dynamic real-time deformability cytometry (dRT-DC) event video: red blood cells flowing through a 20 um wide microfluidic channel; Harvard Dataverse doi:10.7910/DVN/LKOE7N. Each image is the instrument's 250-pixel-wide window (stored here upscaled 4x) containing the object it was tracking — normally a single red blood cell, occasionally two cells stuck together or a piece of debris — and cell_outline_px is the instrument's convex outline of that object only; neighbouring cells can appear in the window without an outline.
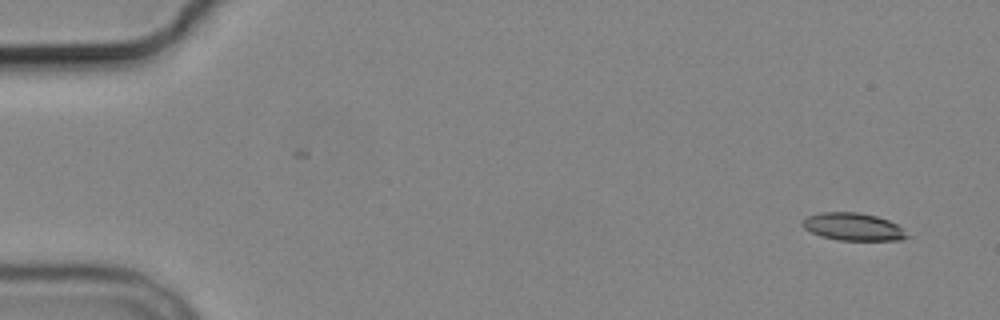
{"species": "common noctule bat (a hibernating species)", "species_latin": "Nyctalus noctula", "temperature_condition": "cold", "stored_images_in_passage": 4, "camera_frame_rate_fps": 3000, "um_per_image_px": 0.085, "animal": {"sex": "male", "body_mass_g": 19.2, "forearm_length_mm": 51.8}, "frame": {"image": 1, "passage_image": 1, "time_ms": 0.0, "image_size_px": [1000, 320], "cell_outline_px": [[908, 236], [900, 240], [836, 240], [820, 236], [804, 228], [800, 224], [808, 216], [820, 212], [856, 212], [876, 216], [888, 220], [896, 224]], "centroid_in_image_um": [72.46, 19.27], "position_along_channel_um": 12.5, "area_um2": 16.59}}
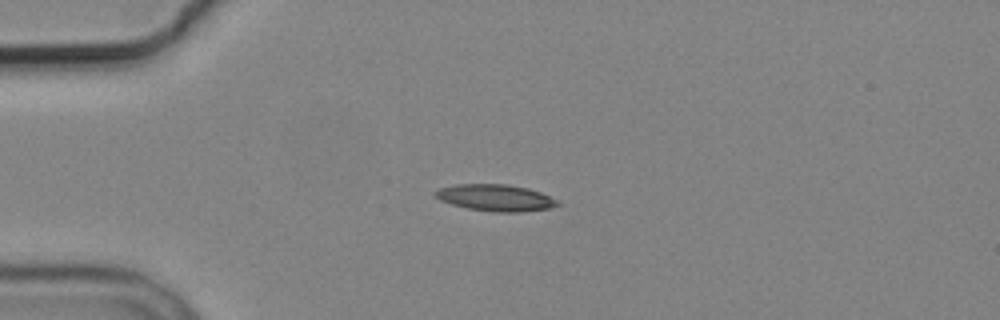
{"frame": {"image": 2, "passage_image": 3, "time_ms": 3.667, "image_size_px": [1000, 320], "cell_outline_px": [[560, 204], [548, 208], [520, 212], [492, 212], [468, 208], [452, 204], [440, 200], [432, 192], [440, 188], [456, 184], [508, 184], [528, 188], [540, 192], [556, 200]], "centroid_in_image_um": [42.09, 16.8], "position_along_channel_um": 42.9, "area_um2": 18.84}}